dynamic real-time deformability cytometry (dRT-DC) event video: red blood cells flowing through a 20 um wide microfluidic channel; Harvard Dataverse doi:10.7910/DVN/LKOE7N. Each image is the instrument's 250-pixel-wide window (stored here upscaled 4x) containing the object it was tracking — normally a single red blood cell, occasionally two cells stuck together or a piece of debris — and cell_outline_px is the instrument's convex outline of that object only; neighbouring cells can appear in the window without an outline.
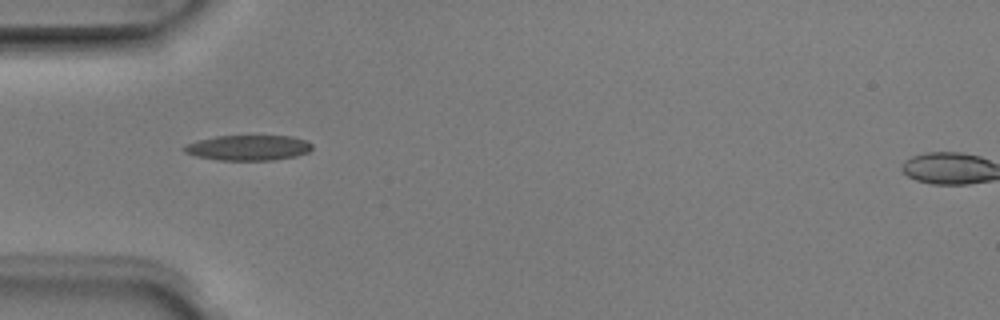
{"species": "Egyptian fruit bat (a non-hibernating species)", "species_latin": "Rousettus aegyptiacus", "temperature_condition": "room temperature", "stored_images_in_passage": 8, "segment_of_instrument_passage": [2, 2], "camera_frame_rate_fps": 3000, "um_per_image_px": 0.085, "animal": {"sex": "male"}, "frame": {"image": 1, "passage_image": 5, "time_ms": 1.333, "image_size_px": [1000, 320], "cell_outline_px": [[312, 148], [308, 152], [296, 156], [272, 160], [216, 160], [196, 156], [184, 152], [180, 148], [196, 140], [216, 136], [292, 136], [308, 140], [312, 144]], "centroid_in_image_um": [21.09, 12.55], "position_along_channel_um": 63.9, "area_um2": 19.02}}
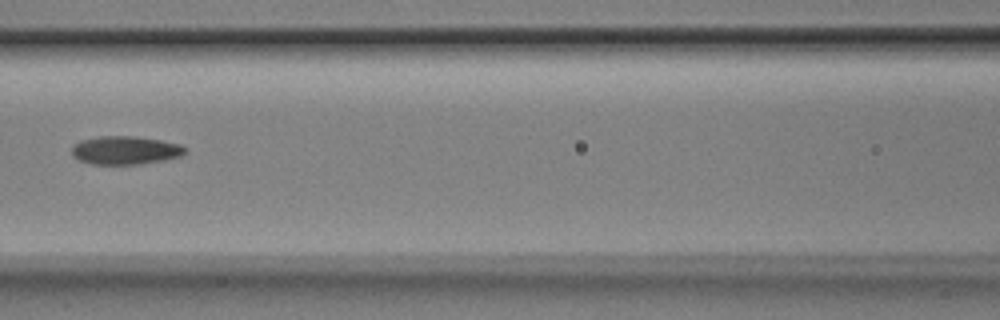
{"frame": {"image": 2, "passage_image": 7, "time_ms": 2.0, "image_size_px": [1000, 320], "cell_outline_px": [[188, 152], [180, 156], [164, 160], [140, 164], [92, 164], [80, 160], [72, 156], [72, 144], [80, 140], [100, 136], [136, 136], [160, 140], [180, 144], [188, 148]], "centroid_in_image_um": [10.66, 12.77], "position_along_channel_um": 155.9, "area_um2": 18.9}}
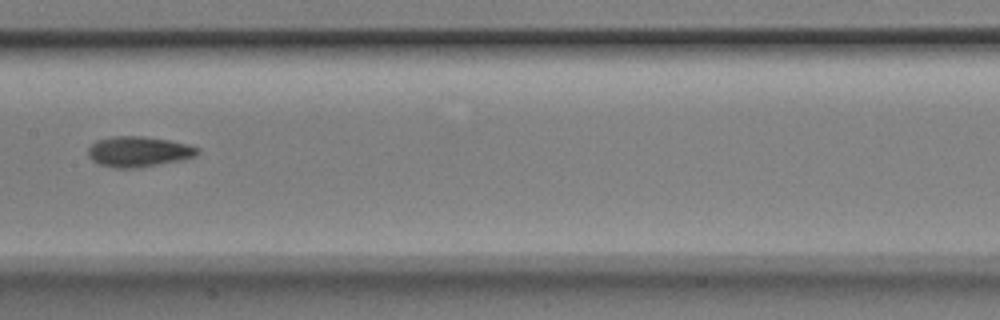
{"frame": {"image": 3, "passage_image": 8, "time_ms": 2.333, "image_size_px": [1000, 320], "cell_outline_px": [[200, 152], [196, 156], [184, 160], [136, 168], [112, 168], [96, 164], [88, 156], [88, 148], [96, 140], [112, 136], [144, 136], [172, 140], [188, 144], [200, 148]], "centroid_in_image_um": [11.8, 12.89], "position_along_channel_um": 195.6, "area_um2": 19.88}}